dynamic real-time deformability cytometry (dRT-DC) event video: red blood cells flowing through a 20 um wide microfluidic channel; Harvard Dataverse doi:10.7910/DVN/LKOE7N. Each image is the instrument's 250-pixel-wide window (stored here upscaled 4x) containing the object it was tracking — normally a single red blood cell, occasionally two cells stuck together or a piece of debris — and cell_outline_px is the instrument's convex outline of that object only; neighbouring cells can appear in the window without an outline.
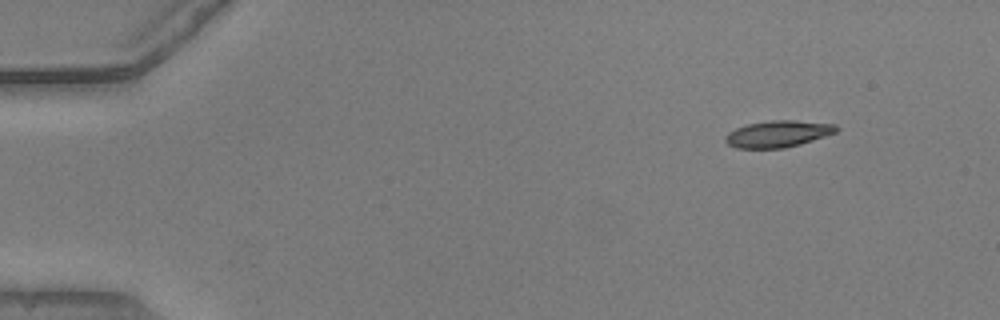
{"species": "common noctule bat (a hibernating species)", "species_latin": "Nyctalus noctula", "temperature_condition": "warm", "stored_images_in_passage": 48, "camera_frame_rate_fps": 3000, "um_per_image_px": 0.085, "animal": {"sex": "male", "body_mass_g": 20.5, "forearm_length_mm": 52.5}, "frame": {"image": 1, "passage_image": 1, "time_ms": 0.0, "image_size_px": [1000, 320], "cell_outline_px": [[840, 128], [836, 132], [800, 144], [784, 148], [736, 148], [728, 144], [724, 140], [724, 136], [728, 132], [736, 128], [748, 124], [772, 120], [796, 120], [836, 124]], "centroid_in_image_um": [66.12, 11.37], "position_along_channel_um": 18.9, "area_um2": 17.22}}
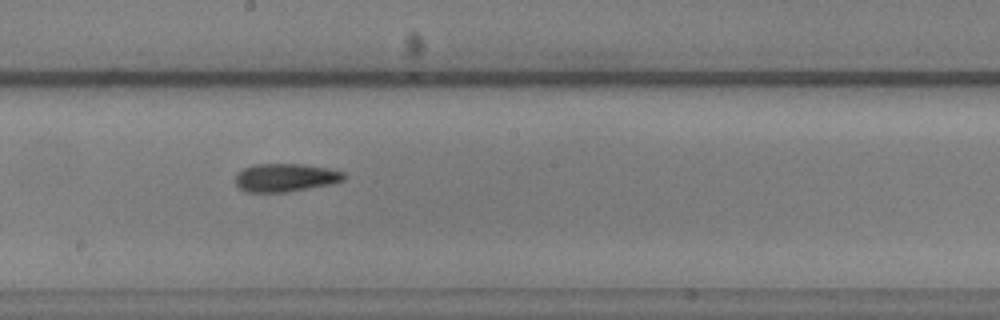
{"frame": {"image": 2, "passage_image": 25, "time_ms": 8.0, "image_size_px": [1000, 320], "cell_outline_px": [[348, 176], [344, 180], [332, 184], [284, 192], [244, 192], [236, 184], [236, 176], [244, 168], [256, 164], [300, 164], [328, 168], [344, 172]], "centroid_in_image_um": [24.3, 15.1], "position_along_channel_um": 223.9, "area_um2": 17.74}}
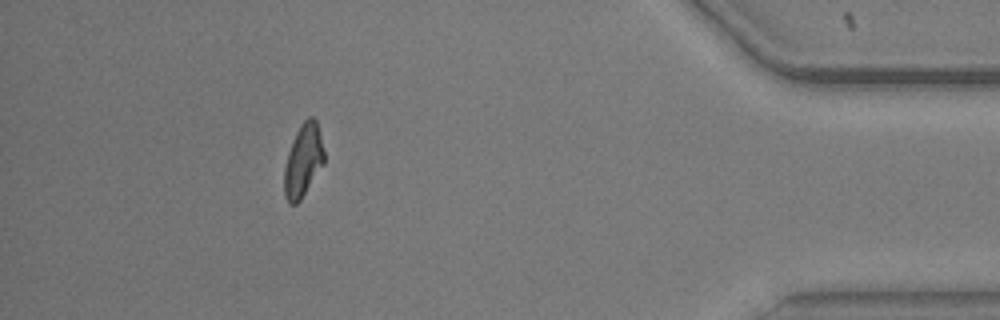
{"frame": {"image": 3, "passage_image": 43, "time_ms": 14.0, "image_size_px": [1000, 320], "cell_outline_px": [[324, 164], [300, 200], [296, 204], [288, 204], [284, 196], [284, 168], [288, 152], [296, 132], [304, 120], [308, 116], [312, 116], [316, 120], [324, 152]], "centroid_in_image_um": [25.76, 13.67], "position_along_channel_um": 409.4, "area_um2": 16.82}, "authors_computed_cell_mechanics": {"area_um2": 17.3111, "velocity_mm_per_s": 3.8983, "shape_relaxation_time_tau1_ms": 2.2359, "shape_relaxation_time_tau2_ms": 2.9396, "deformation_change_tau1": 0.1576, "deformation_change_tau2": 0.1183}}